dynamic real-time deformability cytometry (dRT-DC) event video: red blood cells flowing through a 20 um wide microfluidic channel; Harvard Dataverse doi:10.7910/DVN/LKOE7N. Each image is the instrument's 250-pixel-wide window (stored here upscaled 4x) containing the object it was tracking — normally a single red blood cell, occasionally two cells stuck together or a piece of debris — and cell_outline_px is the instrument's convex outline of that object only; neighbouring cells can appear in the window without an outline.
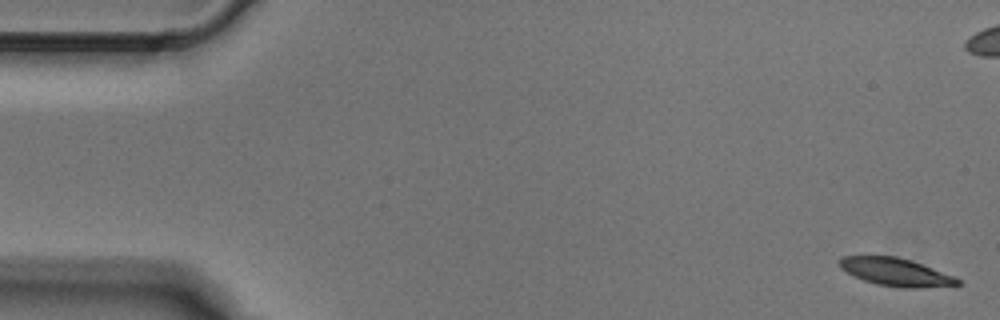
{"species": "Egyptian fruit bat (a non-hibernating species)", "species_latin": "Rousettus aegyptiacus", "temperature_condition": "cold", "stored_images_in_passage": 15, "camera_frame_rate_fps": 3000, "um_per_image_px": 0.085, "animal": {"sex": "male"}, "frame": {"image": 1, "passage_image": 1, "time_ms": 0.0, "image_size_px": [1000, 320], "cell_outline_px": [[960, 284], [920, 288], [900, 288], [876, 284], [864, 280], [840, 268], [840, 260], [844, 256], [896, 256], [912, 260], [952, 276], [960, 280]], "centroid_in_image_um": [76.14, 23.12], "position_along_channel_um": 8.9, "area_um2": 18.84}}
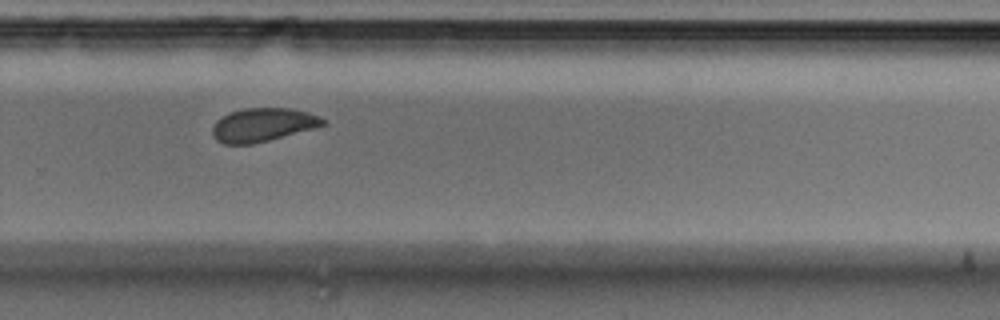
{"frame": {"image": 2, "passage_image": 11, "time_ms": 3.333, "image_size_px": [1000, 320], "cell_outline_px": [[328, 124], [316, 128], [252, 144], [224, 144], [216, 140], [212, 136], [212, 128], [216, 120], [228, 112], [244, 108], [292, 108], [308, 112], [320, 116], [328, 120]], "centroid_in_image_um": [22.36, 10.6], "position_along_channel_um": 307.4, "area_um2": 21.91}}
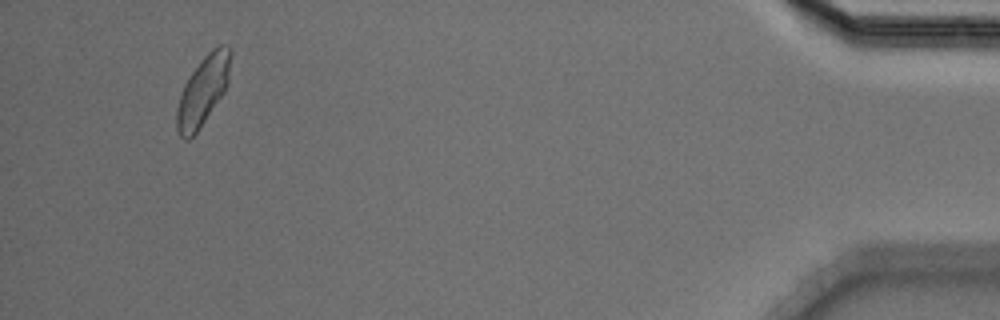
{"frame": {"image": 3, "passage_image": 15, "time_ms": 4.667, "image_size_px": [1000, 320], "cell_outline_px": [[232, 52], [228, 84], [224, 92], [196, 132], [188, 140], [184, 140], [180, 136], [176, 128], [176, 108], [184, 84], [200, 60], [212, 48], [220, 44], [228, 44], [232, 48]], "centroid_in_image_um": [17.27, 7.66], "position_along_channel_um": 417.9, "area_um2": 21.79}}